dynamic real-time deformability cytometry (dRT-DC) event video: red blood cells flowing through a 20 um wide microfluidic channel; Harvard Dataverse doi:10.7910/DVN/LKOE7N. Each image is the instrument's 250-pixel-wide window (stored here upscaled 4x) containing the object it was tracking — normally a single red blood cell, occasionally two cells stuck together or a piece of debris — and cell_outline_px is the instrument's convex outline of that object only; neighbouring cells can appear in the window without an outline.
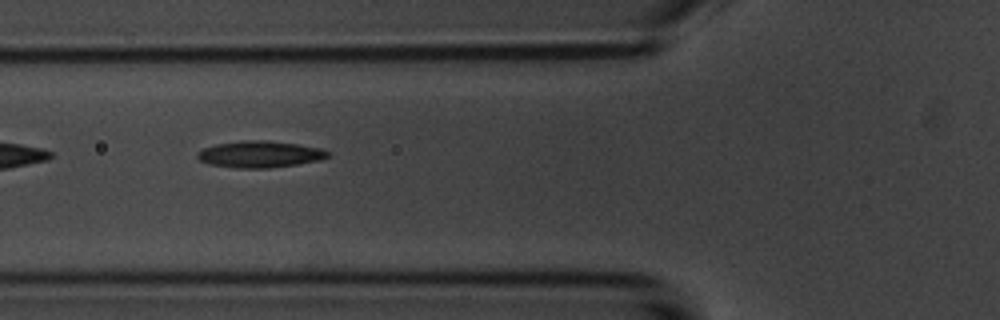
{"species": "common noctule bat (a hibernating species)", "species_latin": "Nyctalus noctula", "temperature_condition": "room temperature", "stored_images_in_passage": 9, "camera_frame_rate_fps": 3000, "um_per_image_px": 0.085, "animal": {"sex": "male", "body_mass_g": 20.1, "forearm_length_mm": 53.5}, "frame": {"image": 1, "passage_image": 6, "time_ms": 5.667, "image_size_px": [1000, 320], "cell_outline_px": [[328, 156], [320, 160], [296, 164], [268, 168], [236, 168], [208, 164], [200, 160], [196, 156], [196, 152], [204, 148], [216, 144], [244, 140], [264, 140], [300, 144], [320, 148], [328, 152]], "centroid_in_image_um": [22.05, 13.11], "position_along_channel_um": 103.8, "area_um2": 20.17}}
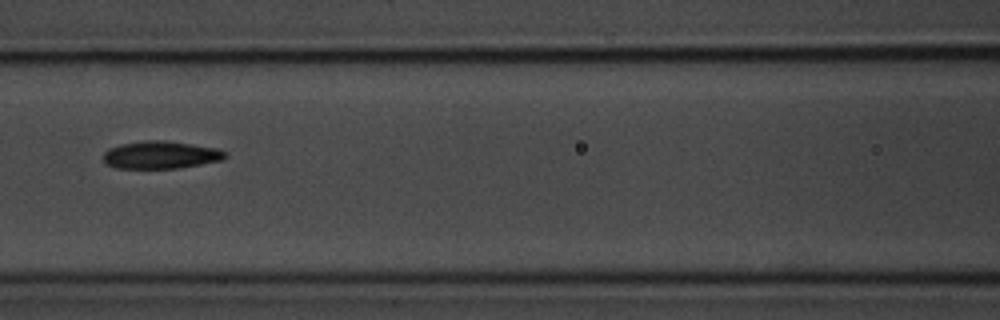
{"frame": {"image": 2, "passage_image": 7, "time_ms": 7.0, "image_size_px": [1000, 320], "cell_outline_px": [[228, 156], [224, 160], [180, 168], [116, 168], [104, 164], [104, 152], [108, 148], [120, 144], [148, 140], [160, 140], [192, 144], [220, 148], [228, 152]], "centroid_in_image_um": [13.71, 13.17], "position_along_channel_um": 152.9, "area_um2": 19.88}}
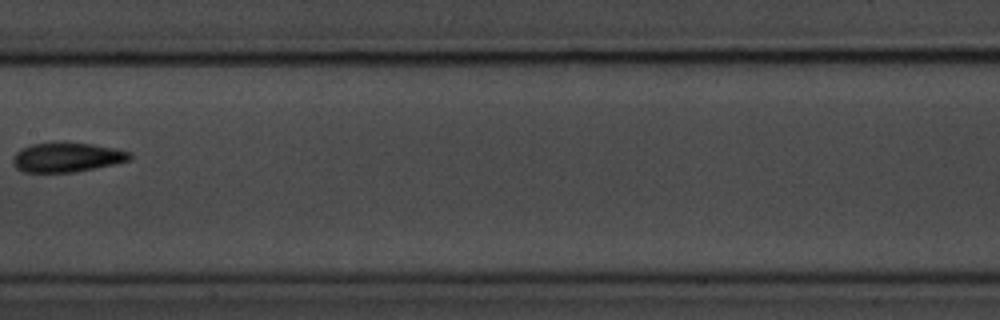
{"frame": {"image": 3, "passage_image": 8, "time_ms": 8.333, "image_size_px": [1000, 320], "cell_outline_px": [[132, 156], [128, 160], [112, 164], [76, 172], [24, 172], [16, 168], [12, 164], [12, 160], [16, 152], [20, 148], [32, 144], [64, 140], [92, 144], [116, 148], [132, 152]], "centroid_in_image_um": [5.66, 13.34], "position_along_channel_um": 201.7, "area_um2": 20.52}}